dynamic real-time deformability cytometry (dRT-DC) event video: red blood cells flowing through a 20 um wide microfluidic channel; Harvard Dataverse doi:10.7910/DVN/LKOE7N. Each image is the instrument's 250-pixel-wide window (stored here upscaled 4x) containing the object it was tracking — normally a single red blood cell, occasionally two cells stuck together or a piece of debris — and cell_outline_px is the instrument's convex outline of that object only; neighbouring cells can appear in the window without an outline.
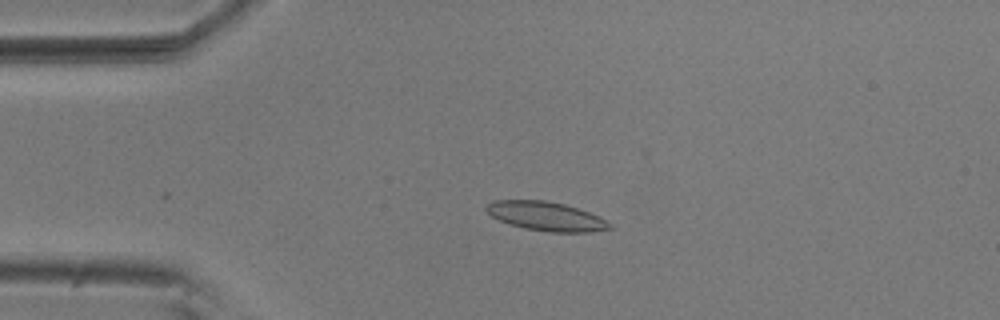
{"species": "common noctule bat (a hibernating species)", "species_latin": "Nyctalus noctula", "temperature_condition": "room temperature", "stored_images_in_passage": 5, "camera_frame_rate_fps": 3000, "um_per_image_px": 0.085, "animal": {"sex": "male", "body_mass_g": 20.5, "forearm_length_mm": 52.5}, "frame": {"image": 1, "passage_image": 4, "time_ms": 1.0, "image_size_px": [1000, 320], "cell_outline_px": [[616, 228], [592, 232], [548, 232], [524, 228], [500, 220], [492, 216], [484, 208], [492, 200], [544, 200], [564, 204], [588, 212], [612, 224]], "centroid_in_image_um": [46.43, 18.39], "position_along_channel_um": 38.6, "area_um2": 20.69}}